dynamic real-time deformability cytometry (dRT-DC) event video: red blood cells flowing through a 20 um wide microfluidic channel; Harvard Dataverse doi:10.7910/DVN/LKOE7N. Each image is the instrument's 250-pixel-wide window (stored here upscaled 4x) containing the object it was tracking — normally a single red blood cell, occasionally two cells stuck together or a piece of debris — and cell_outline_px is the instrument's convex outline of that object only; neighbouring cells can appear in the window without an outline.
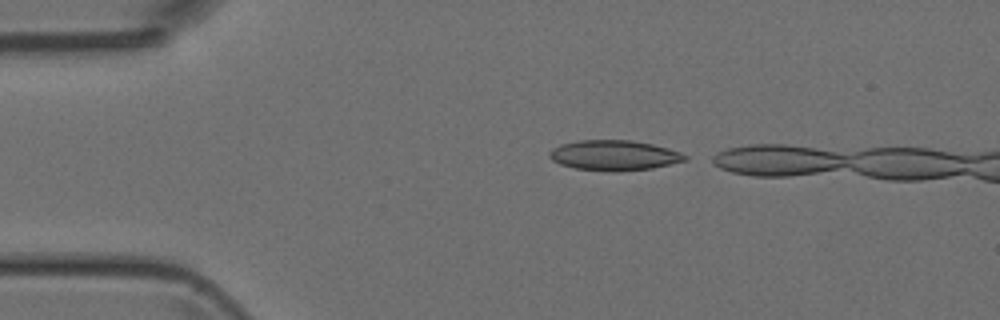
{"species": "Egyptian fruit bat (a non-hibernating species)", "species_latin": "Rousettus aegyptiacus", "temperature_condition": "room temperature", "stored_images_in_passage": 6, "camera_frame_rate_fps": 3000, "um_per_image_px": 0.085, "animal": {"sex": "female"}, "frame": {"image": 1, "passage_image": 2, "time_ms": 0.333, "image_size_px": [1000, 320], "cell_outline_px": [[688, 160], [652, 168], [616, 172], [576, 168], [560, 164], [552, 160], [548, 156], [548, 152], [552, 148], [560, 144], [580, 140], [628, 140], [652, 144], [668, 148], [680, 152], [688, 156]], "centroid_in_image_um": [52.19, 13.2], "position_along_channel_um": 32.8, "area_um2": 23.87}}